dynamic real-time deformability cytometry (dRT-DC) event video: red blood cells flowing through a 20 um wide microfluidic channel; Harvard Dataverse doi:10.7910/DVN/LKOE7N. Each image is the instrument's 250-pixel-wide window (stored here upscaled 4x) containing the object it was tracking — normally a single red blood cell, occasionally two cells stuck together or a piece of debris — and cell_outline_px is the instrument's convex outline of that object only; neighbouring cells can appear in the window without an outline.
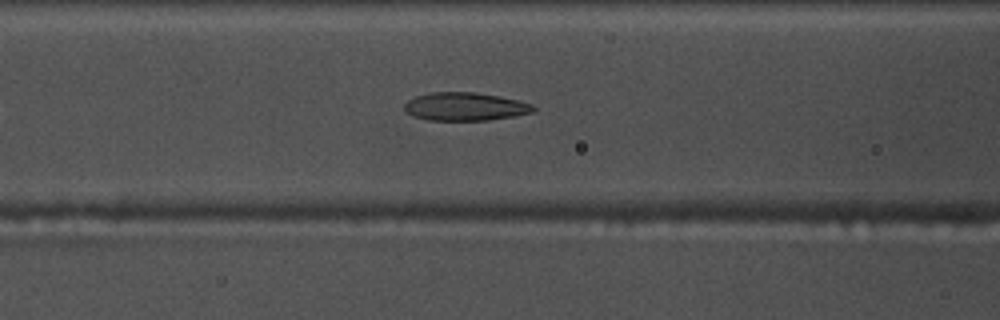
{"species": "common noctule bat (a hibernating species)", "species_latin": "Nyctalus noctula", "temperature_condition": "warm", "stored_images_in_passage": 26, "camera_frame_rate_fps": 3000, "um_per_image_px": 0.085, "animal": {"sex": "male", "body_mass_g": 17.5, "forearm_length_mm": 52.3}, "frame": {"image": 1, "passage_image": 12, "time_ms": 3.667, "image_size_px": [1000, 320], "cell_outline_px": [[536, 108], [532, 112], [516, 116], [488, 120], [428, 120], [412, 116], [404, 112], [404, 104], [408, 100], [416, 96], [432, 92], [476, 92], [500, 96], [532, 104]], "centroid_in_image_um": [39.51, 9.06], "position_along_channel_um": 127.1, "area_um2": 21.27}}